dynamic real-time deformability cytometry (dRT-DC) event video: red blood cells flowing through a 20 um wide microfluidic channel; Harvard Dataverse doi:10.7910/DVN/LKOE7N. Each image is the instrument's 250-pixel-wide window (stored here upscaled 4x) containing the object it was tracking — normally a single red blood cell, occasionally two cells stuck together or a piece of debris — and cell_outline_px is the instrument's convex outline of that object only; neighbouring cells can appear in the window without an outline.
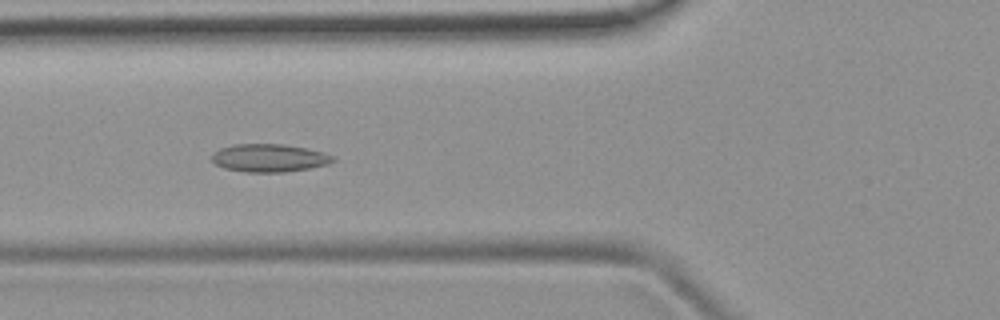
{"species": "common noctule bat (a hibernating species)", "species_latin": "Nyctalus noctula", "temperature_condition": "room temperature", "stored_images_in_passage": 51, "camera_frame_rate_fps": 3000, "um_per_image_px": 0.085, "animal": {"sex": "female", "body_mass_g": 19.9}, "frame": {"image": 1, "passage_image": 19, "time_ms": 6.0, "image_size_px": [1000, 320], "cell_outline_px": [[336, 160], [328, 164], [308, 168], [284, 172], [244, 172], [224, 168], [216, 164], [212, 160], [212, 152], [220, 148], [232, 144], [284, 144], [324, 152], [332, 156]], "centroid_in_image_um": [22.85, 13.42], "position_along_channel_um": 103.0, "area_um2": 19.71}}
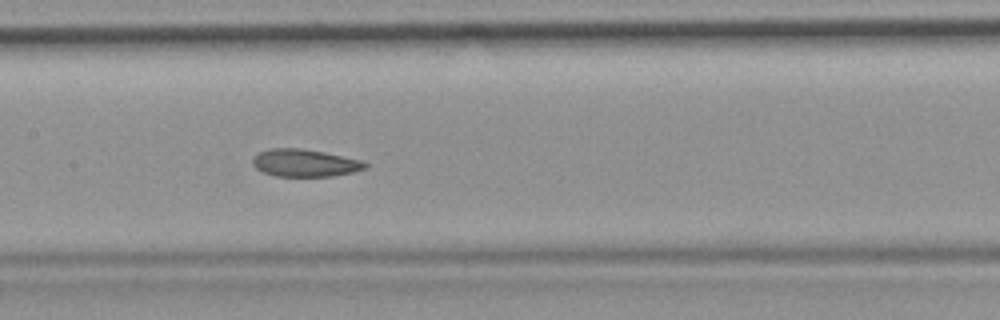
{"frame": {"image": 2, "passage_image": 25, "time_ms": 8.0, "image_size_px": [1000, 320], "cell_outline_px": [[368, 168], [352, 172], [332, 176], [276, 176], [264, 172], [256, 168], [252, 164], [252, 160], [260, 152], [268, 148], [300, 148], [324, 152], [364, 160], [368, 164]], "centroid_in_image_um": [25.95, 13.84], "position_along_channel_um": 181.4, "area_um2": 18.03}}
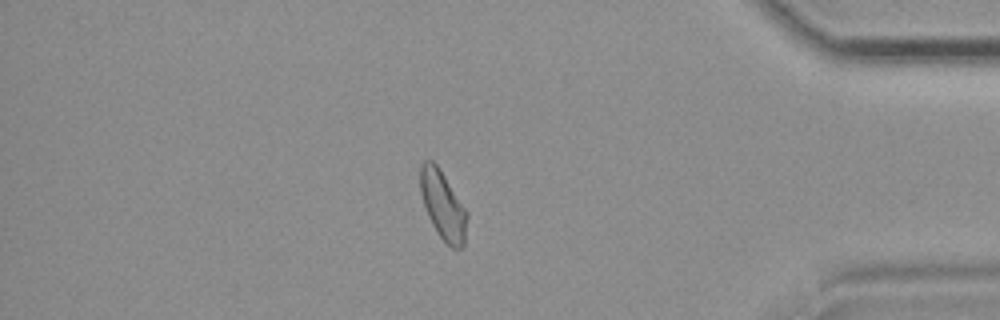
{"frame": {"image": 3, "passage_image": 44, "time_ms": 14.333, "image_size_px": [1000, 320], "cell_outline_px": [[468, 216], [464, 244], [460, 248], [452, 248], [440, 236], [432, 224], [428, 216], [420, 192], [420, 164], [424, 160], [432, 160], [440, 168], [468, 212]], "centroid_in_image_um": [37.65, 17.41], "position_along_channel_um": 397.5, "area_um2": 18.67}, "authors_computed_cell_mechanics": {"area_um2": 19.2474, "velocity_mm_per_s": 3.9218, "shape_relaxation_time_tau1_ms": null, "shape_relaxation_time_tau2_ms": 2.5969, "deformation_change_tau1": null, "deformation_change_tau2": 0.0828}}